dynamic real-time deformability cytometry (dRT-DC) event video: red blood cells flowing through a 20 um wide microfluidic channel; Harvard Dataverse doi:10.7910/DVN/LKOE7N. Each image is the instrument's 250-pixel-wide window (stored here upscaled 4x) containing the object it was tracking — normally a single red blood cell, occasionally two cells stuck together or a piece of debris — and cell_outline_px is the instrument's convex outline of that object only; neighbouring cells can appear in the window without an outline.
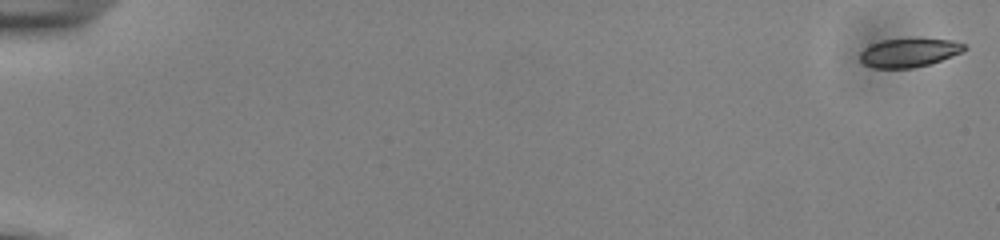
{"species": "common noctule bat (a hibernating species)", "species_latin": "Nyctalus noctula", "temperature_condition": "cold", "stored_images_in_passage": 55, "camera_frame_rate_fps": 3000, "um_per_image_px": 0.085, "animal": {"sex": "male", "body_mass_g": 13.0, "forearm_length_mm": 53.1}, "frame": {"image": 1, "passage_image": 1, "time_ms": 0.0, "image_size_px": [1000, 240], "cell_outline_px": [[968, 48], [964, 52], [928, 64], [912, 68], [872, 68], [864, 64], [860, 60], [860, 52], [872, 44], [884, 40], [952, 40], [964, 44]], "centroid_in_image_um": [77.27, 4.5], "position_along_channel_um": 7.7, "area_um2": 16.99}}
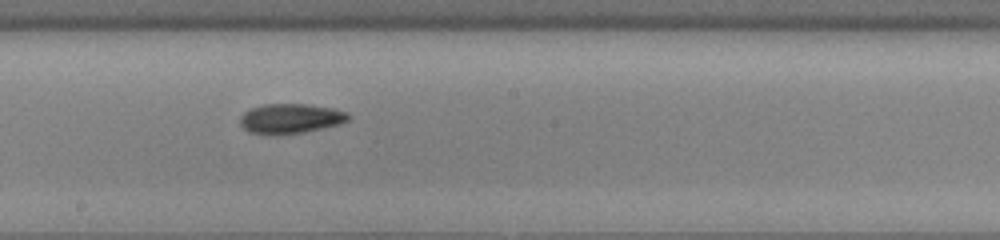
{"frame": {"image": 2, "passage_image": 32, "time_ms": 10.333, "image_size_px": [1000, 240], "cell_outline_px": [[352, 116], [348, 120], [340, 124], [304, 132], [276, 136], [248, 132], [240, 124], [240, 116], [244, 112], [252, 108], [264, 104], [308, 104], [332, 108], [348, 112]], "centroid_in_image_um": [24.7, 10.09], "position_along_channel_um": 223.5, "area_um2": 19.07}}
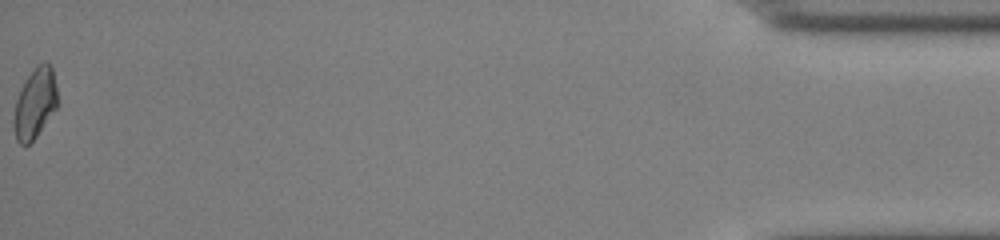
{"frame": {"image": 3, "passage_image": 55, "time_ms": 18.0, "image_size_px": [1000, 240], "cell_outline_px": [[56, 108], [36, 136], [28, 144], [20, 144], [16, 140], [12, 120], [16, 100], [28, 76], [44, 60], [52, 68], [56, 88]], "centroid_in_image_um": [2.95, 8.82], "position_along_channel_um": 432.3, "area_um2": 17.28}, "authors_computed_cell_mechanics": {"area_um2": 18.1492, "velocity_mm_per_s": 3.8865, "shape_relaxation_time_tau1_ms": 6.1536, "shape_relaxation_time_tau2_ms": 5.7285, "deformation_change_tau1": 0.1425, "deformation_change_tau2": 0.1024}}